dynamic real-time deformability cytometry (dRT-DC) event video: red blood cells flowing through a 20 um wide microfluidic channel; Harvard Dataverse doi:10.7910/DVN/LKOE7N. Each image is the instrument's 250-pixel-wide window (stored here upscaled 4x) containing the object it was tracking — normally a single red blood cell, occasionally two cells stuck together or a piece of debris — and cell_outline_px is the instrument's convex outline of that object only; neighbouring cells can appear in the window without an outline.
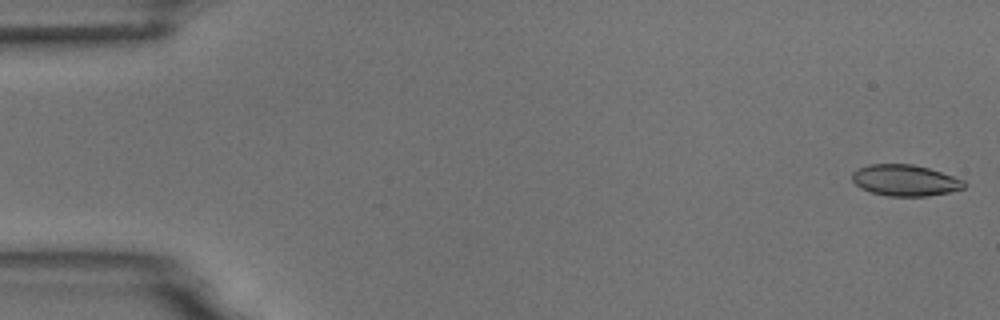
{"species": "common noctule bat (a hibernating species)", "species_latin": "Nyctalus noctula", "temperature_condition": "room temperature", "stored_images_in_passage": 5, "camera_frame_rate_fps": 3000, "um_per_image_px": 0.085, "animal": {"sex": "male", "body_mass_g": 18.8}, "frame": {"image": 1, "passage_image": 1, "time_ms": 0.0, "image_size_px": [1000, 320], "cell_outline_px": [[964, 188], [948, 192], [928, 196], [888, 196], [872, 192], [860, 188], [852, 180], [852, 172], [868, 164], [912, 164], [928, 168], [964, 180]], "centroid_in_image_um": [76.9, 15.33], "position_along_channel_um": 8.1, "area_um2": 20.17}}
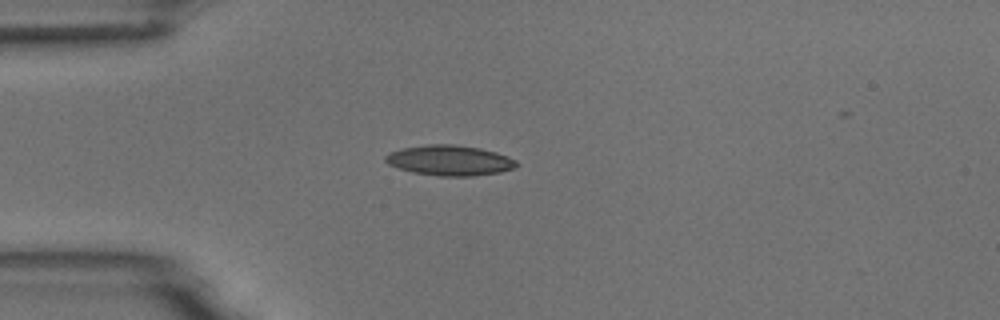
{"frame": {"image": 2, "passage_image": 5, "time_ms": 4.333, "image_size_px": [1000, 320], "cell_outline_px": [[520, 164], [516, 168], [500, 172], [472, 176], [440, 176], [412, 172], [388, 164], [384, 160], [384, 156], [388, 152], [400, 148], [428, 144], [452, 144], [480, 148], [496, 152], [508, 156], [516, 160]], "centroid_in_image_um": [38.23, 13.63], "position_along_channel_um": 46.8, "area_um2": 23.35}}